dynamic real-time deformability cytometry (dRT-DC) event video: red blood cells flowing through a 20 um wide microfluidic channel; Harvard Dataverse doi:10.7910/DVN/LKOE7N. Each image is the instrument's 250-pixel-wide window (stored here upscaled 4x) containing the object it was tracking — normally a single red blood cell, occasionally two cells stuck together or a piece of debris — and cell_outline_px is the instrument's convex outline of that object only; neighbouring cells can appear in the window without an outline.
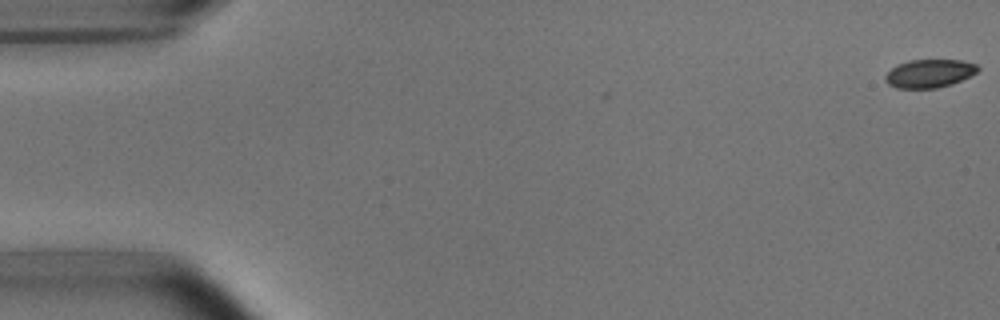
{"species": "common noctule bat (a hibernating species)", "species_latin": "Nyctalus noctula", "temperature_condition": "room temperature", "stored_images_in_passage": 5, "camera_frame_rate_fps": 3000, "um_per_image_px": 0.085, "animal": {"sex": "male", "body_mass_g": 15.6}, "frame": {"image": 1, "passage_image": 1, "time_ms": 0.0, "image_size_px": [1000, 320], "cell_outline_px": [[980, 68], [976, 72], [952, 84], [936, 88], [896, 88], [888, 84], [884, 80], [884, 76], [892, 68], [900, 64], [912, 60], [960, 60], [976, 64]], "centroid_in_image_um": [78.98, 6.25], "position_along_channel_um": 6.0, "area_um2": 15.03}}
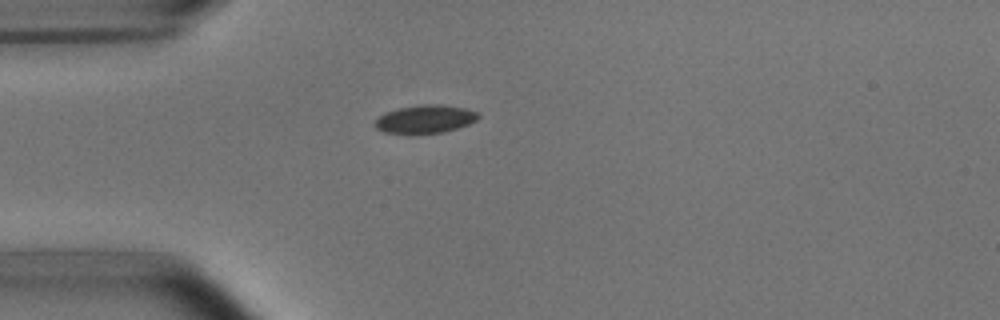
{"frame": {"image": 2, "passage_image": 5, "time_ms": 4.667, "image_size_px": [1000, 320], "cell_outline_px": [[480, 116], [476, 120], [468, 124], [444, 132], [412, 136], [384, 132], [376, 128], [376, 120], [384, 112], [400, 108], [424, 104], [436, 104], [464, 108], [476, 112]], "centroid_in_image_um": [36.1, 10.16], "position_along_channel_um": 48.9, "area_um2": 17.17}}